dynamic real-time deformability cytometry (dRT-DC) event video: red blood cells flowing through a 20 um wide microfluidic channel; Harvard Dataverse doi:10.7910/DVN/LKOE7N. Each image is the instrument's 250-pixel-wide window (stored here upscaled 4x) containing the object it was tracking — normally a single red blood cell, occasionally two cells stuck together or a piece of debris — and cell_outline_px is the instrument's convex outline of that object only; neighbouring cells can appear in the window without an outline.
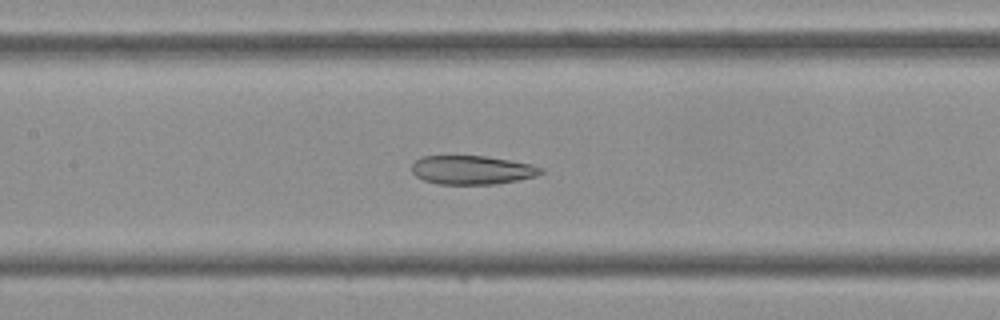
{"species": "Egyptian fruit bat (a non-hibernating species)", "species_latin": "Rousettus aegyptiacus", "temperature_condition": "cold", "stored_images_in_passage": 35, "camera_frame_rate_fps": 3000, "um_per_image_px": 0.085, "frame": {"image": 1, "passage_image": 11, "time_ms": 3.333, "image_size_px": [1000, 320], "cell_outline_px": [[544, 172], [536, 176], [496, 184], [440, 184], [424, 180], [416, 176], [412, 172], [412, 164], [420, 156], [484, 156], [532, 164], [544, 168]], "centroid_in_image_um": [40.13, 14.44], "position_along_channel_um": 167.3, "area_um2": 21.62}}
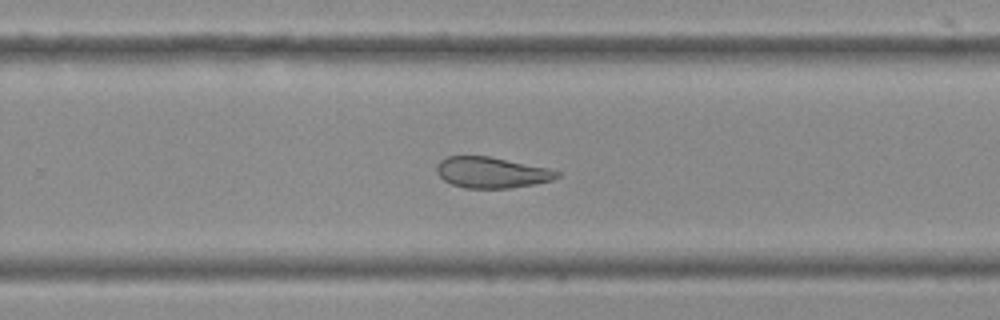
{"frame": {"image": 2, "passage_image": 19, "time_ms": 6.0, "image_size_px": [1000, 320], "cell_outline_px": [[560, 176], [552, 180], [536, 184], [508, 188], [464, 188], [452, 184], [444, 180], [436, 172], [436, 164], [444, 156], [488, 156], [548, 168], [560, 172]], "centroid_in_image_um": [41.76, 14.66], "position_along_channel_um": 288.0, "area_um2": 21.73}}
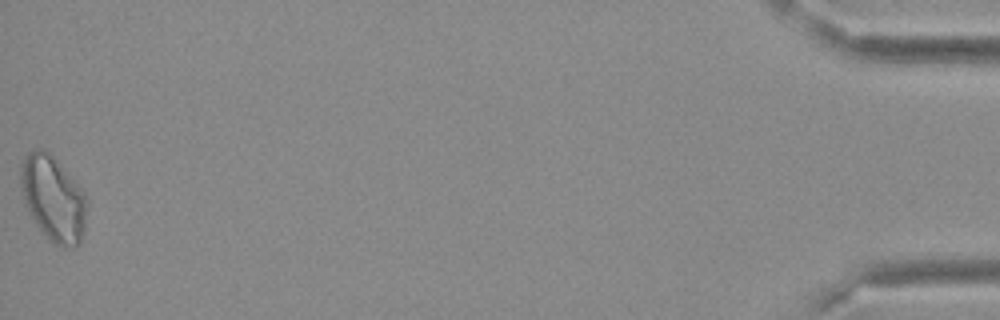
{"frame": {"image": 3, "passage_image": 35, "time_ms": 11.333, "image_size_px": [1000, 320], "cell_outline_px": [[88, 204], [84, 232], [80, 244], [72, 248], [64, 248], [48, 240], [36, 224], [28, 212], [24, 204], [20, 184], [20, 164], [24, 156], [28, 152], [36, 148], [44, 148], [56, 160], [88, 196]], "centroid_in_image_um": [4.52, 16.9], "position_along_channel_um": 430.7, "area_um2": 33.47}}